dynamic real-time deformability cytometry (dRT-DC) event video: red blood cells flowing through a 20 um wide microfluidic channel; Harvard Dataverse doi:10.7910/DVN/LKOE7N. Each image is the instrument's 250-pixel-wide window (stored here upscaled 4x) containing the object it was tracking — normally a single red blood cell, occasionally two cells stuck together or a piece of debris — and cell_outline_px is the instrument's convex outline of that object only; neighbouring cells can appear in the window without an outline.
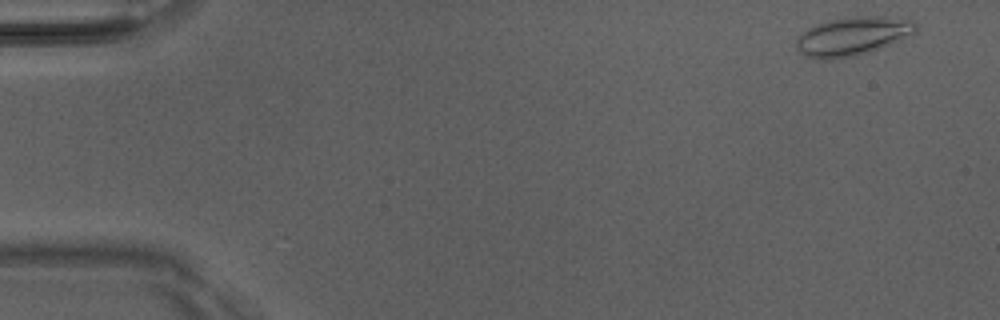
{"species": "Egyptian fruit bat (a non-hibernating species)", "species_latin": "Rousettus aegyptiacus", "temperature_condition": "room temperature", "stored_images_in_passage": 50, "camera_frame_rate_fps": 3000, "um_per_image_px": 0.085, "animal": {"sex": "male"}, "frame": {"image": 1, "passage_image": 2, "time_ms": 0.333, "image_size_px": [1000, 320], "cell_outline_px": [[916, 32], [900, 40], [852, 56], [828, 60], [824, 60], [804, 56], [796, 48], [796, 36], [808, 28], [832, 20], [852, 16], [884, 16], [912, 20], [916, 24]], "centroid_in_image_um": [72.43, 3.07], "position_along_channel_um": 12.6, "area_um2": 26.47}}
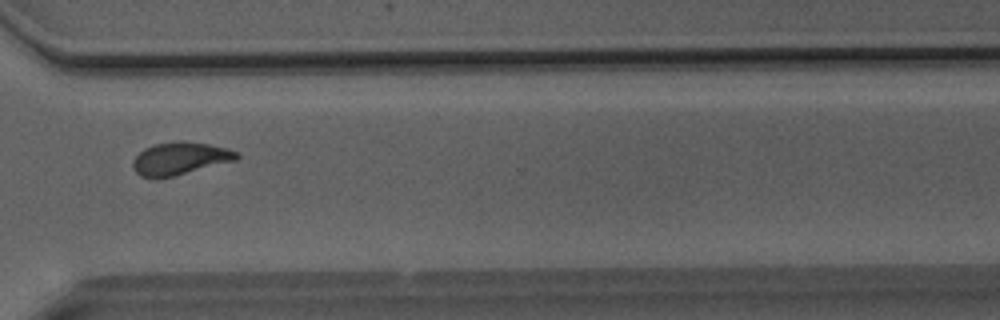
{"frame": {"image": 2, "passage_image": 37, "time_ms": 12.0, "image_size_px": [1000, 320], "cell_outline_px": [[240, 156], [236, 160], [156, 180], [152, 180], [140, 176], [132, 168], [132, 160], [144, 148], [156, 144], [180, 140], [184, 140], [208, 144], [228, 148], [236, 152]], "centroid_in_image_um": [15.24, 13.48], "position_along_channel_um": 355.4, "area_um2": 19.88}}
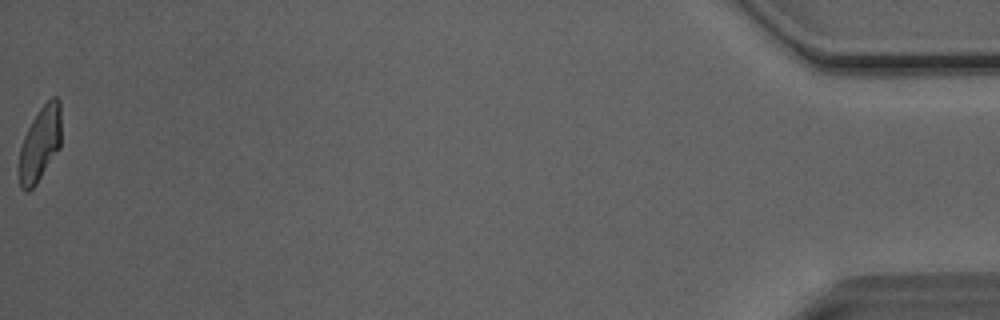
{"frame": {"image": 3, "passage_image": 50, "time_ms": 16.333, "image_size_px": [1000, 320], "cell_outline_px": [[60, 148], [36, 184], [28, 192], [24, 192], [20, 188], [20, 148], [24, 136], [32, 120], [40, 108], [52, 96], [56, 96], [60, 100]], "centroid_in_image_um": [3.41, 12.22], "position_along_channel_um": 431.8, "area_um2": 18.15}, "authors_computed_cell_mechanics": {"area_um2": 19.5364, "velocity_mm_per_s": 4.0782, "shape_relaxation_time_tau1_ms": 6.7356, "shape_relaxation_time_tau2_ms": 1.7631, "deformation_change_tau1": 0.1969, "deformation_change_tau2": 0.0824}}